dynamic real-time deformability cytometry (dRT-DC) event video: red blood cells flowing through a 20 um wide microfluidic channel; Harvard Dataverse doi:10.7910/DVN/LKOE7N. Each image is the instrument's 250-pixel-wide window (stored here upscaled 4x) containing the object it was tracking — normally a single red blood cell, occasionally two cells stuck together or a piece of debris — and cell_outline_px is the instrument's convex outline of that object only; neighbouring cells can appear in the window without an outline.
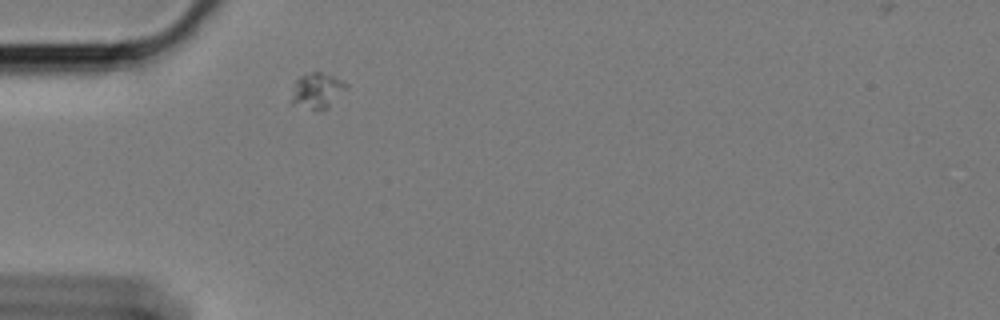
{"species": "Egyptian fruit bat (a non-hibernating species)", "species_latin": "Rousettus aegyptiacus", "temperature_condition": "cold", "stored_images_in_passage": 28, "camera_frame_rate_fps": 3000, "um_per_image_px": 0.085, "animal": {"sex": "female"}, "frame": {"image": 1, "passage_image": 1, "time_ms": 0.0, "image_size_px": [1000, 320], "cell_outline_px": [[348, 88], [328, 108], [316, 112], [312, 112], [288, 104], [288, 100], [296, 80], [300, 76], [312, 72], [320, 72], [332, 76], [348, 84]], "centroid_in_image_um": [26.88, 7.79], "position_along_channel_um": 58.1, "area_um2": 11.96}}
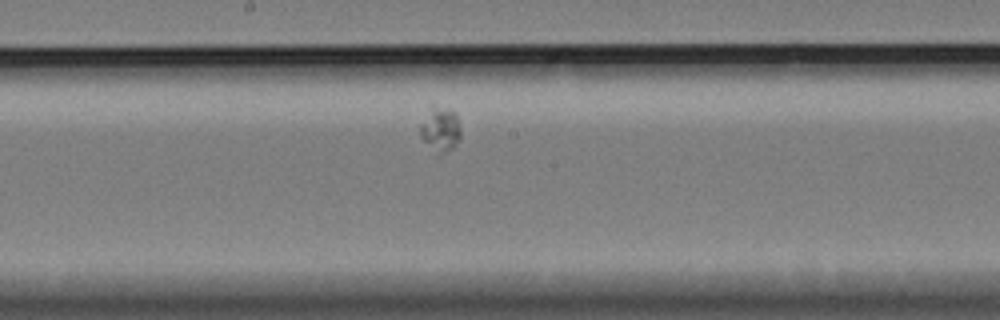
{"frame": {"image": 2, "passage_image": 16, "time_ms": 5.0, "image_size_px": [1000, 320], "cell_outline_px": [[460, 140], [452, 148], [440, 152], [424, 140], [420, 136], [420, 124], [432, 104], [452, 108], [456, 112], [460, 124]], "centroid_in_image_um": [37.47, 10.86], "position_along_channel_um": 210.7, "area_um2": 10.4}}
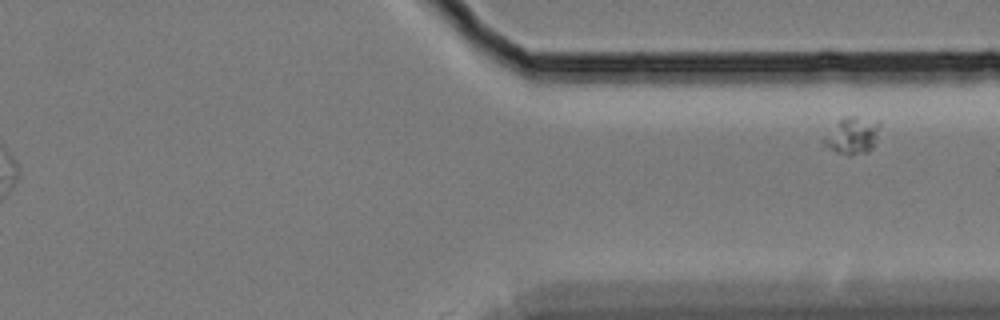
{"frame": {"image": 3, "passage_image": 28, "time_ms": 9.0, "image_size_px": [1000, 320], "cell_outline_px": [[880, 124], [872, 148], [868, 152], [848, 156], [836, 152], [828, 148], [820, 140], [844, 116], [856, 116]], "centroid_in_image_um": [72.39, 11.56], "position_along_channel_um": 339.0, "area_um2": 11.73}}